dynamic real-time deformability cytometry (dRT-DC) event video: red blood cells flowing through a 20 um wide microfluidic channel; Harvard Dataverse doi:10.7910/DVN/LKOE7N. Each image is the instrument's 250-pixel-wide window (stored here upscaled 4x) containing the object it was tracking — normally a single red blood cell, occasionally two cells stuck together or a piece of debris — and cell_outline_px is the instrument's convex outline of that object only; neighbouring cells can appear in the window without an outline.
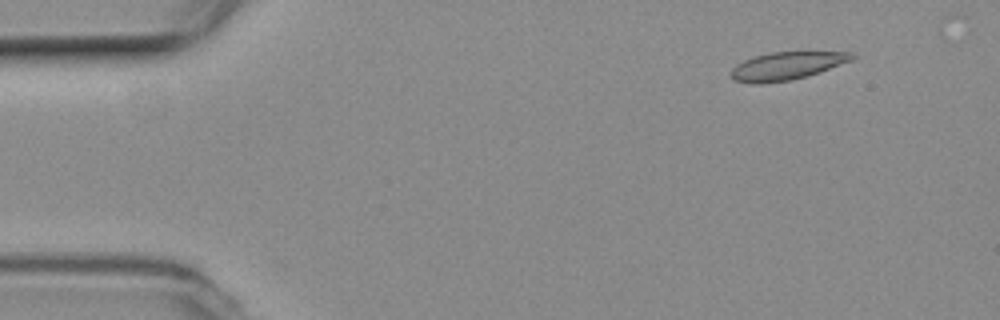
{"species": "common noctule bat (a hibernating species)", "species_latin": "Nyctalus noctula", "temperature_condition": "room temperature", "stored_images_in_passage": 55, "camera_frame_rate_fps": 3000, "um_per_image_px": 0.085, "animal": {"sex": "female", "body_mass_g": 19.3, "forearm_length_mm": 54.1}, "frame": {"image": 1, "passage_image": 6, "time_ms": 1.667, "image_size_px": [1000, 320], "cell_outline_px": [[856, 56], [852, 60], [820, 72], [808, 76], [792, 80], [760, 84], [752, 84], [736, 80], [728, 76], [732, 68], [736, 64], [752, 56], [772, 52], [852, 52]], "centroid_in_image_um": [66.83, 5.61], "position_along_channel_um": 18.2, "area_um2": 19.83}}
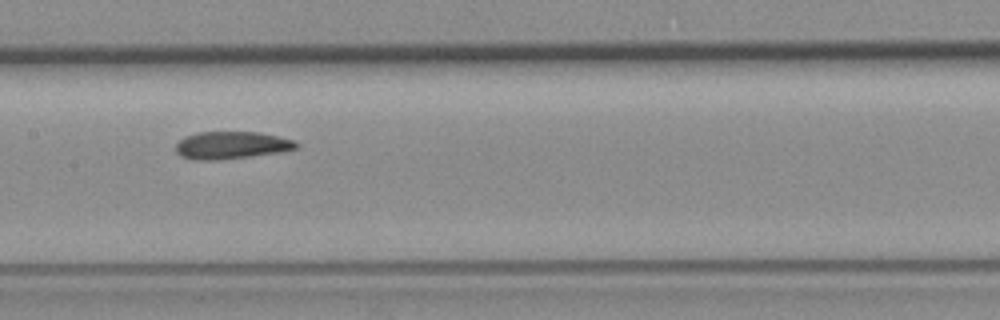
{"frame": {"image": 2, "passage_image": 27, "time_ms": 8.667, "image_size_px": [1000, 320], "cell_outline_px": [[300, 148], [280, 152], [252, 156], [216, 160], [192, 160], [180, 156], [176, 152], [176, 144], [184, 136], [196, 132], [256, 132], [296, 140], [300, 144]], "centroid_in_image_um": [19.68, 12.35], "position_along_channel_um": 187.7, "area_um2": 19.48}}
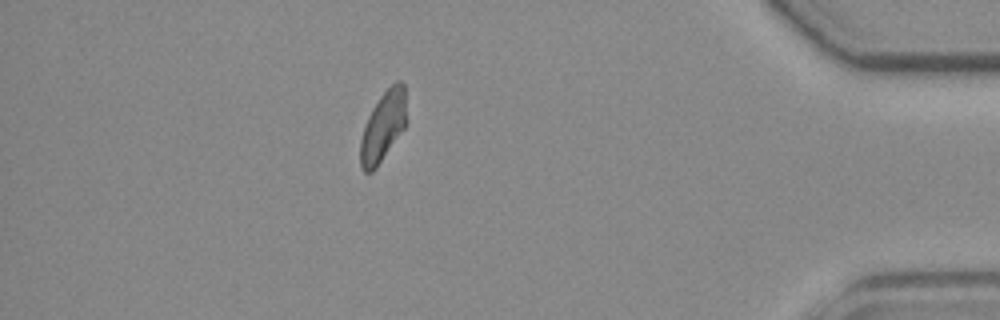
{"frame": {"image": 3, "passage_image": 48, "time_ms": 15.667, "image_size_px": [1000, 320], "cell_outline_px": [[404, 128], [376, 168], [372, 172], [364, 172], [360, 164], [360, 140], [368, 116], [372, 108], [380, 96], [396, 80], [400, 80], [404, 84]], "centroid_in_image_um": [32.52, 10.77], "position_along_channel_um": 402.7, "area_um2": 18.26}, "authors_computed_cell_mechanics": {"area_um2": 19.5364, "velocity_mm_per_s": 3.7626, "shape_relaxation_time_tau1_ms": null, "shape_relaxation_time_tau2_ms": 3.2246, "deformation_change_tau1": null, "deformation_change_tau2": 0.0918}}